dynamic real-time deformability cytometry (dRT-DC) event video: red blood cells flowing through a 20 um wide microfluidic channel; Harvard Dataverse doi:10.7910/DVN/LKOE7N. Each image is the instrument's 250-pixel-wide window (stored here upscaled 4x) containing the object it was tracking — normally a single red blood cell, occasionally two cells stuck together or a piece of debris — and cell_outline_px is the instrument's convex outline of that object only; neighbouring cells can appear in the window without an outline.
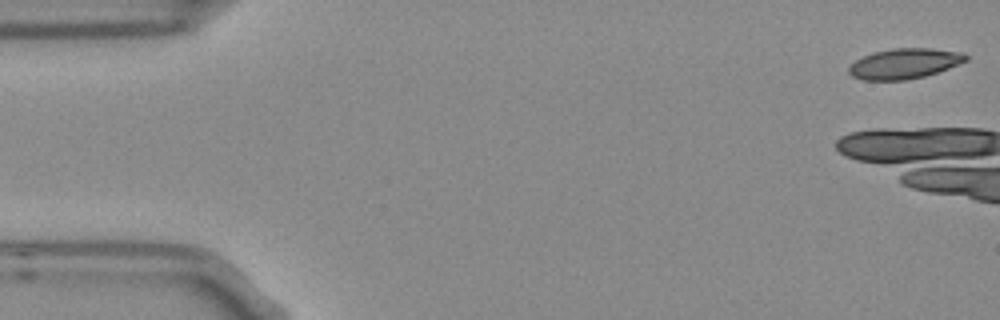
{"species": "Egyptian fruit bat (a non-hibernating species)", "species_latin": "Rousettus aegyptiacus", "temperature_condition": "room temperature", "stored_images_in_passage": 6, "camera_frame_rate_fps": 3000, "um_per_image_px": 0.085, "frame": {"image": 1, "passage_image": 1, "time_ms": 0.0, "image_size_px": [1000, 320], "cell_outline_px": [[968, 60], [948, 68], [924, 76], [904, 80], [864, 80], [852, 76], [848, 72], [848, 68], [856, 60], [872, 52], [892, 48], [932, 48], [960, 52], [968, 56]], "centroid_in_image_um": [76.86, 5.4], "position_along_channel_um": 8.1, "area_um2": 20.52}}